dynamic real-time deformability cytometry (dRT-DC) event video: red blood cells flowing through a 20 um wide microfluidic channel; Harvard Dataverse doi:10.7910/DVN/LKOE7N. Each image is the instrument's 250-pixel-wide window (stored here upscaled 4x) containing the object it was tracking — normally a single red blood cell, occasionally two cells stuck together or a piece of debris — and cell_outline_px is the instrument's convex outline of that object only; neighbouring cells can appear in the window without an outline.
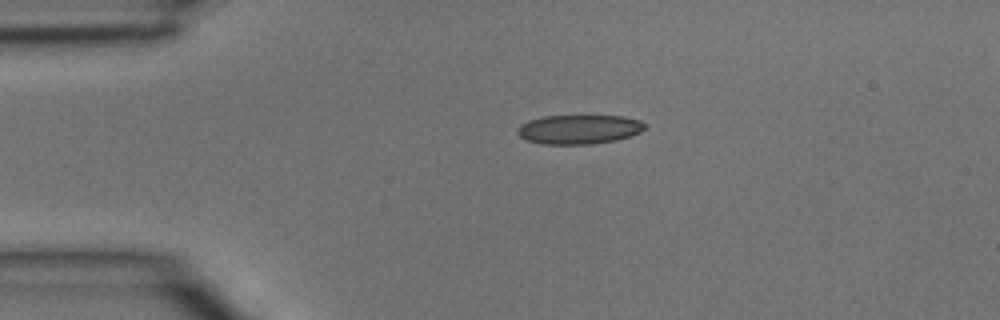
{"species": "common noctule bat (a hibernating species)", "species_latin": "Nyctalus noctula", "temperature_condition": "room temperature", "stored_images_in_passage": 2, "camera_frame_rate_fps": 3000, "um_per_image_px": 0.085, "animal": {"sex": "male", "body_mass_g": 15.6}, "frame": {"image": 1, "passage_image": 1, "time_ms": 0.0, "image_size_px": [1000, 320], "cell_outline_px": [[648, 124], [640, 132], [632, 136], [616, 140], [592, 144], [544, 144], [528, 140], [520, 136], [516, 132], [520, 124], [528, 120], [544, 116], [624, 116], [640, 120]], "centroid_in_image_um": [49.24, 10.99], "position_along_channel_um": 35.8, "area_um2": 21.79}}